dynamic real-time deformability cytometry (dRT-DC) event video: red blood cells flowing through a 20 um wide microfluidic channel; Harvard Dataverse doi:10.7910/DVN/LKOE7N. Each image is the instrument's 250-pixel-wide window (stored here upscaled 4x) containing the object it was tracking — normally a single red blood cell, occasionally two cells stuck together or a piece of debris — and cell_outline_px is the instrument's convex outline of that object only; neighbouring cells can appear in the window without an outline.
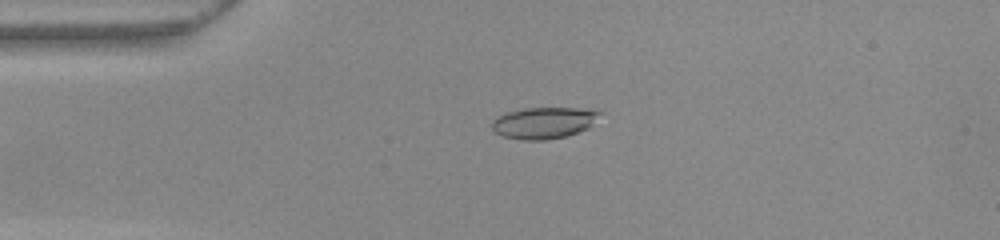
{"species": "common noctule bat (a hibernating species)", "species_latin": "Nyctalus noctula", "temperature_condition": "warm", "stored_images_in_passage": 43, "camera_frame_rate_fps": 3000, "um_per_image_px": 0.085, "animal": {"sex": "female", "body_mass_g": 22.0, "forearm_length_mm": 56.7}, "frame": {"image": 1, "passage_image": 3, "time_ms": 0.667, "image_size_px": [1000, 240], "cell_outline_px": [[604, 112], [588, 128], [564, 136], [544, 140], [524, 140], [504, 136], [496, 132], [492, 128], [492, 120], [504, 112], [524, 108], [576, 108]], "centroid_in_image_um": [46.2, 10.42], "position_along_channel_um": 38.8, "area_um2": 19.59}}
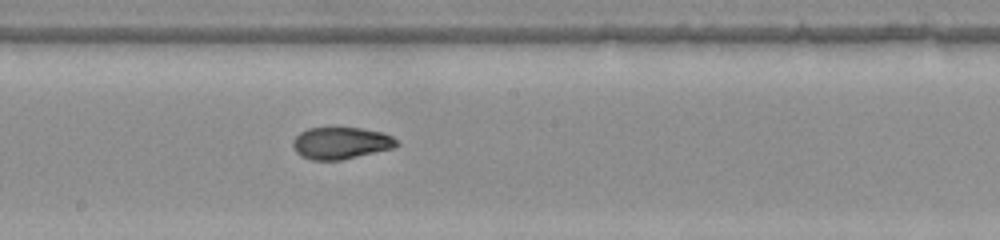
{"frame": {"image": 2, "passage_image": 19, "time_ms": 6.0, "image_size_px": [1000, 240], "cell_outline_px": [[400, 144], [392, 148], [340, 160], [312, 160], [300, 156], [292, 148], [292, 144], [296, 136], [300, 132], [308, 128], [360, 128], [384, 132], [392, 136]], "centroid_in_image_um": [28.95, 12.16], "position_along_channel_um": 219.2, "area_um2": 19.25}}
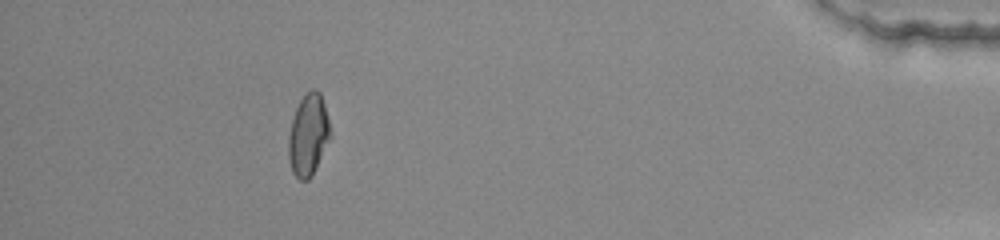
{"frame": {"image": 3, "passage_image": 38, "time_ms": 12.333, "image_size_px": [1000, 240], "cell_outline_px": [[332, 136], [312, 176], [308, 180], [300, 180], [292, 172], [288, 156], [288, 136], [292, 120], [296, 108], [300, 100], [312, 88], [316, 88], [320, 92], [324, 104]], "centroid_in_image_um": [26.21, 11.49], "position_along_channel_um": 409.0, "area_um2": 19.94}, "authors_computed_cell_mechanics": {"area_um2": 19.652, "velocity_mm_per_s": 3.924, "shape_relaxation_time_tau1_ms": null, "shape_relaxation_time_tau2_ms": 1.2983, "deformation_change_tau1": null, "deformation_change_tau2": 0.0598}}